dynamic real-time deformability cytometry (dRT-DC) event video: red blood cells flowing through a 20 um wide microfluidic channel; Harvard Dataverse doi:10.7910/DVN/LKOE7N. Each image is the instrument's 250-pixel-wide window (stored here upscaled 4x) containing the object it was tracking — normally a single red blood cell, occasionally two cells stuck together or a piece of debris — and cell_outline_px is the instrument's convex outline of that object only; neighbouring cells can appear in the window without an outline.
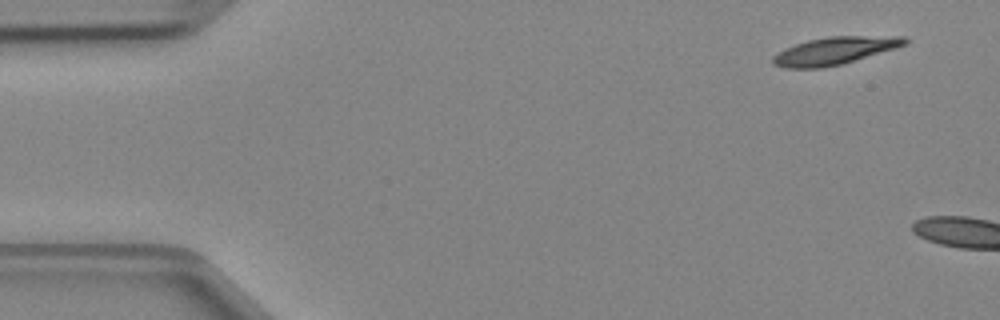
{"species": "Egyptian fruit bat (a non-hibernating species)", "species_latin": "Rousettus aegyptiacus", "temperature_condition": "cold", "stored_images_in_passage": 2, "camera_frame_rate_fps": 3000, "um_per_image_px": 0.085, "animal": {"sex": "female"}, "frame": {"image": 1, "passage_image": 1, "time_ms": 0.0, "image_size_px": [1000, 320], "cell_outline_px": [[908, 44], [896, 48], [844, 64], [820, 68], [784, 68], [772, 64], [772, 56], [784, 48], [808, 40], [828, 36], [908, 36]], "centroid_in_image_um": [70.97, 4.31], "position_along_channel_um": 14.0, "area_um2": 21.44}}